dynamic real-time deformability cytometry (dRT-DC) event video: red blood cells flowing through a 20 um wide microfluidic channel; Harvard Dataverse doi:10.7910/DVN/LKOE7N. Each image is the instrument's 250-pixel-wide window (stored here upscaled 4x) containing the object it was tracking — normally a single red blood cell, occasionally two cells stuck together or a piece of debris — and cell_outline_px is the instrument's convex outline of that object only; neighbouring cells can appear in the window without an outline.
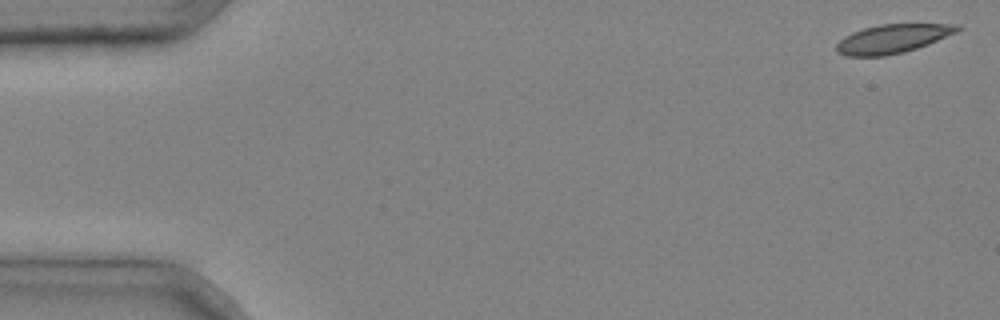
{"species": "common noctule bat (a hibernating species)", "species_latin": "Nyctalus noctula", "temperature_condition": "cold", "stored_images_in_passage": 5, "camera_frame_rate_fps": 3000, "um_per_image_px": 0.085, "animal": {"sex": "male", "body_mass_g": 20.4}, "frame": {"image": 1, "passage_image": 1, "time_ms": 0.0, "image_size_px": [1000, 320], "cell_outline_px": [[964, 28], [956, 32], [928, 44], [904, 52], [884, 56], [844, 56], [836, 52], [836, 44], [844, 36], [852, 32], [864, 28], [880, 24], [960, 24]], "centroid_in_image_um": [75.86, 3.29], "position_along_channel_um": 9.1, "area_um2": 20.35}}
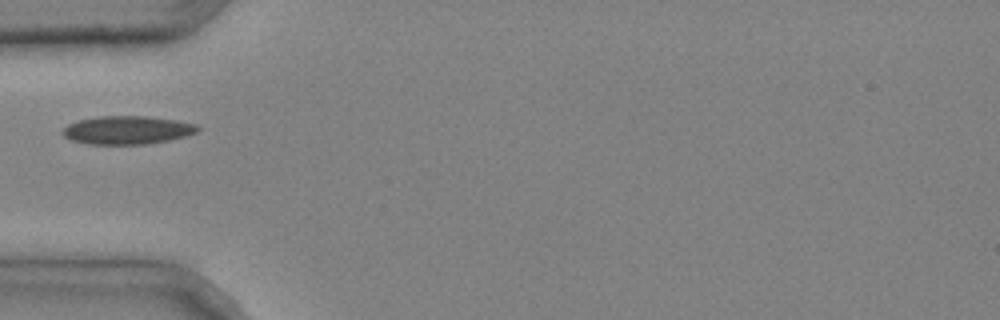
{"frame": {"image": 2, "passage_image": 4, "time_ms": 1.0, "image_size_px": [1000, 320], "cell_outline_px": [[200, 128], [196, 132], [184, 136], [168, 140], [148, 144], [88, 144], [72, 140], [64, 136], [60, 132], [68, 124], [76, 120], [100, 116], [148, 116], [176, 120], [196, 124]], "centroid_in_image_um": [10.78, 11.05], "position_along_channel_um": 74.2, "area_um2": 22.25}}